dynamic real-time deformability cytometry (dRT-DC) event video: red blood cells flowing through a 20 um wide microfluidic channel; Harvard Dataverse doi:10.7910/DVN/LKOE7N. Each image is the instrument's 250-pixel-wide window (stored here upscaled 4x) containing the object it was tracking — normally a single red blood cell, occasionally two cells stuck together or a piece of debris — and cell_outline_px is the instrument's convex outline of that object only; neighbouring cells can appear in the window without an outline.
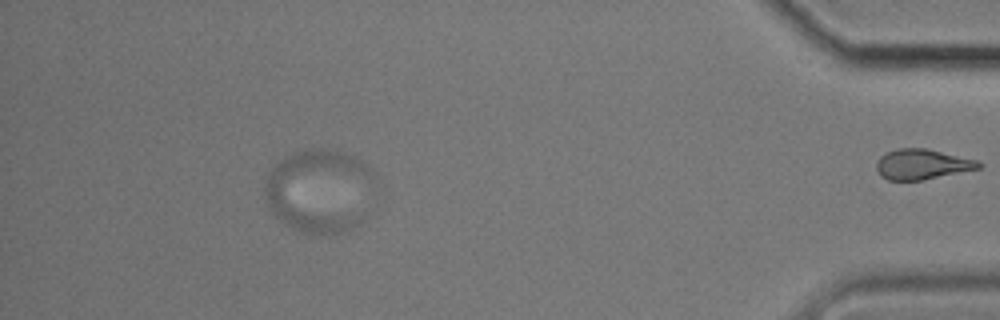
{"species": "common noctule bat (a hibernating species)", "species_latin": "Nyctalus noctula", "temperature_condition": "cold", "stored_images_in_passage": 52, "camera_frame_rate_fps": 3000, "um_per_image_px": 0.085, "animal": {"sex": "male", "body_mass_g": 17.9}, "frame": {"image": 1, "passage_image": 52, "time_ms": 17.0, "image_size_px": [1000, 320], "cell_outline_px": [[984, 168], [924, 180], [888, 180], [880, 176], [876, 168], [876, 164], [880, 156], [896, 148], [928, 148], [976, 160], [984, 164]], "centroid_in_image_um": [78.42, 13.97], "position_along_channel_um": 356.8, "area_um2": 18.32}}